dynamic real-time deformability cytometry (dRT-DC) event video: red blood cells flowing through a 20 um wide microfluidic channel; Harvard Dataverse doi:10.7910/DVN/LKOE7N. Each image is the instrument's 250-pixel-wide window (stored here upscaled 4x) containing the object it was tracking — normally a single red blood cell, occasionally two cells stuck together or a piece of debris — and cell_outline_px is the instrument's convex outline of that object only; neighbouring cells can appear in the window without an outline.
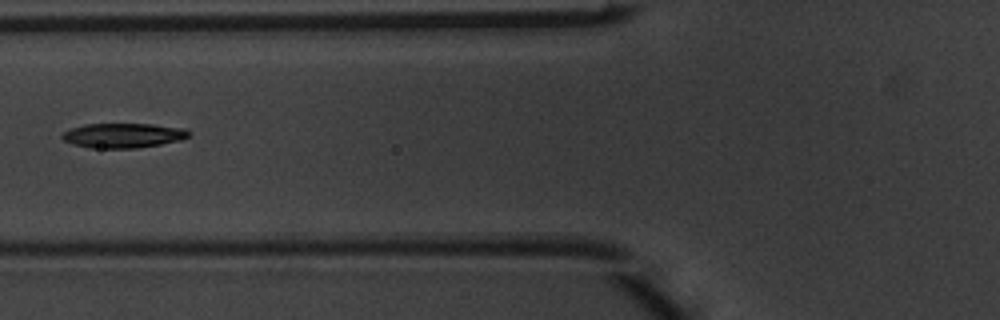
{"species": "common noctule bat (a hibernating species)", "species_latin": "Nyctalus noctula", "temperature_condition": "warm", "stored_images_in_passage": 5, "camera_frame_rate_fps": 3000, "um_per_image_px": 0.085, "animal": {"sex": "male", "body_mass_g": 20.1, "forearm_length_mm": 53.5}, "frame": {"image": 1, "passage_image": 5, "time_ms": 1.333, "image_size_px": [1000, 320], "cell_outline_px": [[192, 132], [188, 136], [180, 140], [160, 144], [136, 148], [88, 148], [72, 144], [64, 140], [60, 136], [64, 132], [72, 128], [84, 124], [152, 124], [184, 128]], "centroid_in_image_um": [10.46, 11.51], "position_along_channel_um": 115.3, "area_um2": 18.21}}